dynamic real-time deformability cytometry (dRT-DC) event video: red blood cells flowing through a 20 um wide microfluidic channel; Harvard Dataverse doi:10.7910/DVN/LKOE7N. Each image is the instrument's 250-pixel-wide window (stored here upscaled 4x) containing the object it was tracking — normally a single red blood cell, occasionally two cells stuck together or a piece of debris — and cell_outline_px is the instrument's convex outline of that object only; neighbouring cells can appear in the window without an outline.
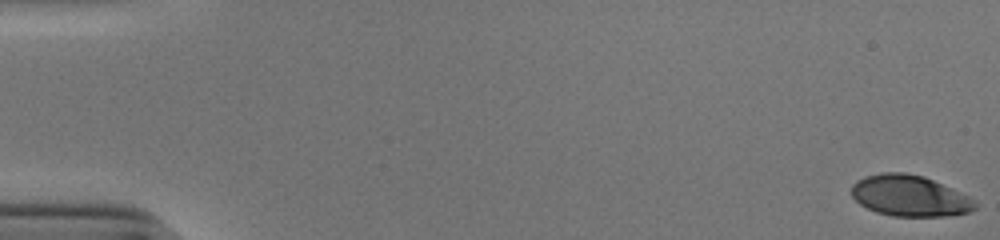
{"species": "human", "species_latin": "Homo sapiens", "temperature_condition": "cold", "stored_images_in_passage": 53, "camera_frame_rate_fps": 3000, "um_per_image_px": 0.085, "donor": {"sex": "male"}, "frame": {"image": 1, "passage_image": 1, "time_ms": 0.0, "image_size_px": [1000, 240], "cell_outline_px": [[976, 208], [972, 212], [952, 216], [892, 216], [876, 212], [860, 204], [852, 196], [852, 184], [856, 180], [864, 176], [880, 172], [904, 172], [924, 176], [968, 196], [976, 200]], "centroid_in_image_um": [77.33, 16.64], "position_along_channel_um": 7.7, "area_um2": 29.77}}
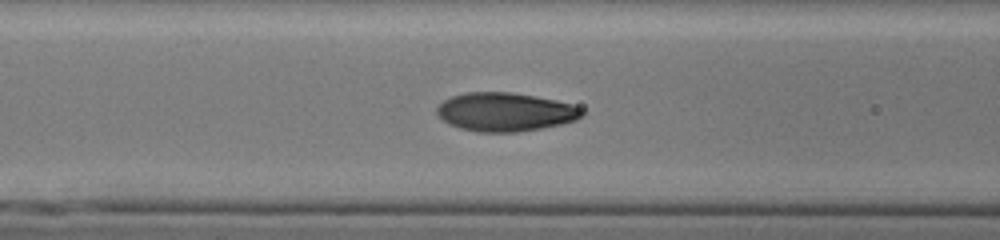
{"frame": {"image": 2, "passage_image": 23, "time_ms": 7.333, "image_size_px": [1000, 240], "cell_outline_px": [[584, 116], [576, 120], [560, 124], [540, 128], [516, 132], [480, 132], [460, 128], [448, 124], [436, 112], [436, 108], [444, 100], [452, 96], [464, 92], [512, 92], [536, 96], [556, 100], [580, 108], [584, 112]], "centroid_in_image_um": [42.93, 9.51], "position_along_channel_um": 123.7, "area_um2": 32.54}}
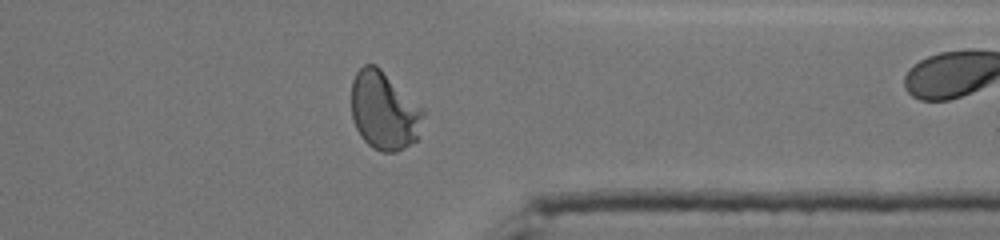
{"frame": {"image": 3, "passage_image": 43, "time_ms": 14.0, "image_size_px": [1000, 240], "cell_outline_px": [[424, 112], [416, 140], [404, 148], [396, 152], [380, 152], [372, 148], [360, 136], [356, 128], [352, 116], [352, 80], [356, 72], [364, 64], [376, 64]], "centroid_in_image_um": [32.59, 9.43], "position_along_channel_um": 378.8, "area_um2": 32.14}, "authors_computed_cell_mechanics": {"area_um2": 31.3854, "velocity_mm_per_s": 3.9018, "shape_relaxation_time_tau1_ms": 3.5627, "shape_relaxation_time_tau2_ms": null, "deformation_change_tau1": 0.1865, "deformation_change_tau2": null}}